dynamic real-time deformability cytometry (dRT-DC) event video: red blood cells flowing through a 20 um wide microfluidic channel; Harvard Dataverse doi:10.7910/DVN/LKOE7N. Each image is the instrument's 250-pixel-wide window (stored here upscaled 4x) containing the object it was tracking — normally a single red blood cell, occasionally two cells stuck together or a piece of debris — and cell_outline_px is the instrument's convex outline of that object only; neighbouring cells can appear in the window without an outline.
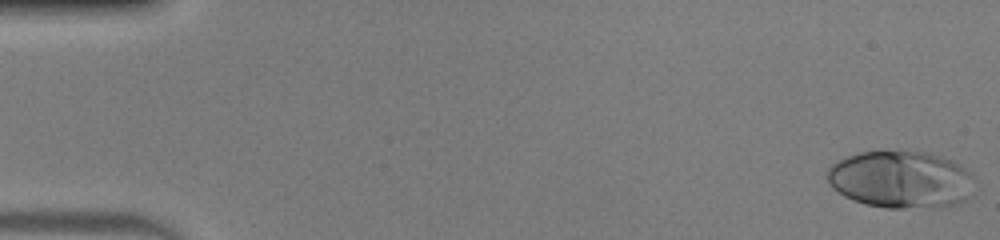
{"species": "human", "species_latin": "Homo sapiens", "temperature_condition": "warm", "stored_images_in_passage": 50, "camera_frame_rate_fps": 3000, "um_per_image_px": 0.085, "donor": {"sex": "male"}, "frame": {"image": 1, "passage_image": 1, "time_ms": 0.0, "image_size_px": [1000, 240], "cell_outline_px": [[972, 196], [956, 204], [904, 208], [888, 208], [864, 204], [844, 196], [832, 188], [828, 180], [828, 168], [836, 160], [860, 152], [880, 148], [924, 152], [940, 156], [952, 160], [972, 172]], "centroid_in_image_um": [76.54, 15.21], "position_along_channel_um": 8.5, "area_um2": 49.77}}
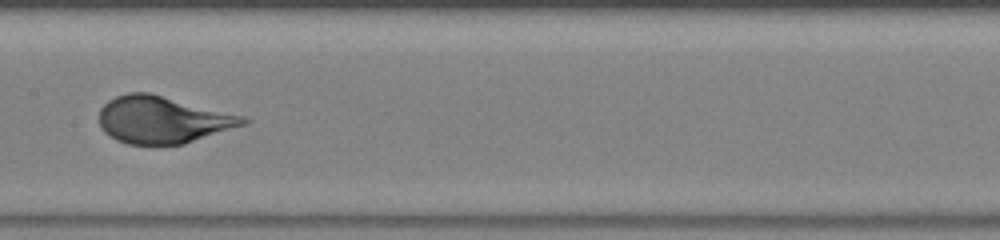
{"frame": {"image": 2, "passage_image": 26, "time_ms": 8.333, "image_size_px": [1000, 240], "cell_outline_px": [[252, 120], [248, 124], [184, 144], [128, 144], [116, 140], [104, 132], [100, 124], [100, 108], [108, 100], [116, 96], [128, 92], [148, 92], [244, 116]], "centroid_in_image_um": [13.85, 10.18], "position_along_channel_um": 193.6, "area_um2": 39.48}}
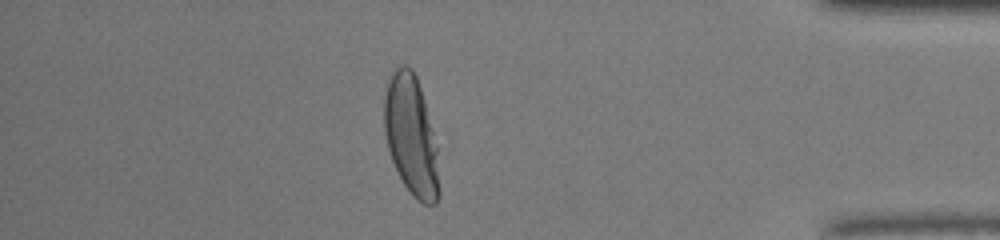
{"frame": {"image": 3, "passage_image": 44, "time_ms": 14.333, "image_size_px": [1000, 240], "cell_outline_px": [[440, 196], [436, 204], [424, 204], [416, 200], [412, 196], [404, 184], [392, 160], [388, 148], [384, 132], [384, 96], [388, 80], [392, 72], [400, 64], [404, 64], [412, 68], [416, 76], [424, 100], [436, 148], [440, 192]], "centroid_in_image_um": [34.93, 11.54], "position_along_channel_um": 400.3, "area_um2": 38.09}, "authors_computed_cell_mechanics": {"area_um2": 40.6045, "velocity_mm_per_s": 4.0517, "shape_relaxation_time_tau1_ms": 4.3717, "shape_relaxation_time_tau2_ms": null, "deformation_change_tau1": 0.2451, "deformation_change_tau2": null}}